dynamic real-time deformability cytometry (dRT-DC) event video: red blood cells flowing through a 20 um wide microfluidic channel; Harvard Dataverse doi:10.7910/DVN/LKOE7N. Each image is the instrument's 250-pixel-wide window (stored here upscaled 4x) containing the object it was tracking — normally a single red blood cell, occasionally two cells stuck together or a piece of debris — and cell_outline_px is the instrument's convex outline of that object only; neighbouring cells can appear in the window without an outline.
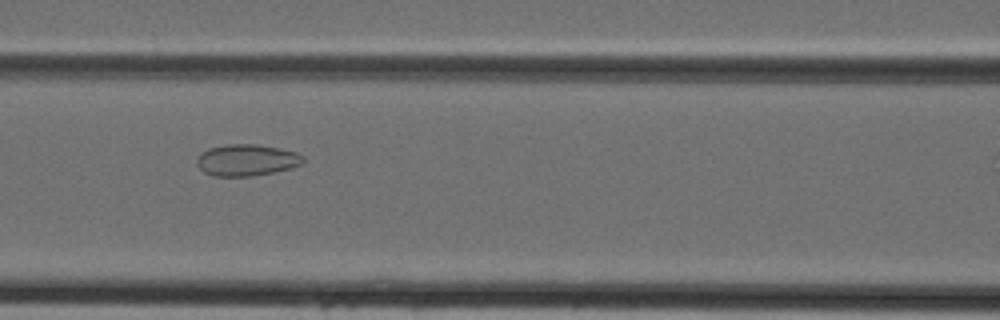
{"species": "Egyptian fruit bat (a non-hibernating species)", "species_latin": "Rousettus aegyptiacus", "temperature_condition": "cold", "stored_images_in_passage": 38, "segment_of_instrument_passage": [1, 2], "camera_frame_rate_fps": 3000, "um_per_image_px": 0.085, "animal": {"sex": "female"}, "frame": {"image": 1, "passage_image": 20, "time_ms": 6.333, "image_size_px": [1000, 320], "cell_outline_px": [[304, 164], [272, 172], [252, 176], [212, 176], [204, 172], [196, 164], [196, 160], [208, 148], [228, 144], [256, 144], [280, 148], [296, 152], [304, 156]], "centroid_in_image_um": [20.98, 13.6], "position_along_channel_um": 145.6, "area_um2": 19.48}}
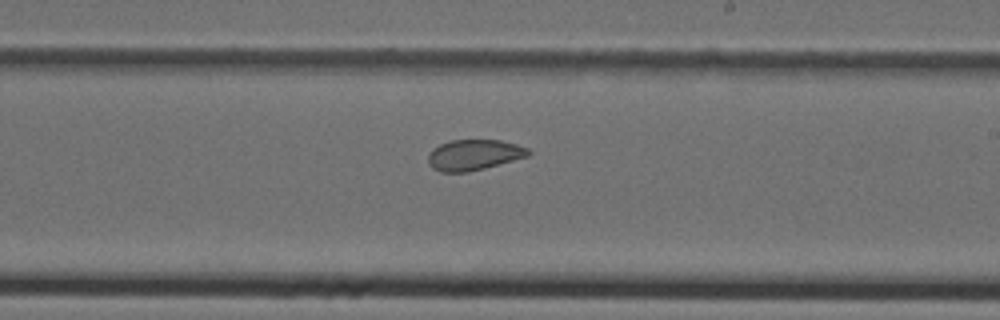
{"frame": {"image": 2, "passage_image": 27, "time_ms": 8.667, "image_size_px": [1000, 320], "cell_outline_px": [[532, 152], [528, 156], [484, 168], [468, 172], [440, 172], [432, 168], [428, 164], [428, 152], [432, 148], [440, 144], [452, 140], [500, 140], [516, 144], [528, 148]], "centroid_in_image_um": [40.25, 13.16], "position_along_channel_um": 248.7, "area_um2": 17.98}}
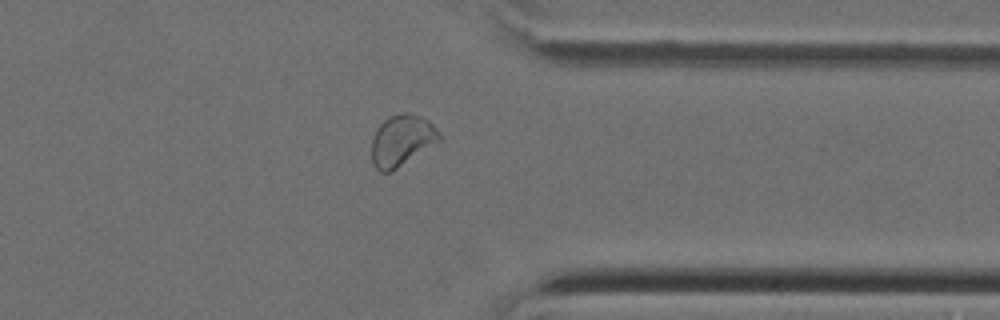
{"frame": {"image": 3, "passage_image": 36, "time_ms": 11.667, "image_size_px": [1000, 320], "cell_outline_px": [[440, 140], [392, 172], [380, 172], [372, 164], [372, 136], [376, 128], [388, 116], [404, 112], [408, 112], [420, 116], [428, 120], [440, 132]], "centroid_in_image_um": [34.12, 11.93], "position_along_channel_um": 377.3, "area_um2": 20.29}}